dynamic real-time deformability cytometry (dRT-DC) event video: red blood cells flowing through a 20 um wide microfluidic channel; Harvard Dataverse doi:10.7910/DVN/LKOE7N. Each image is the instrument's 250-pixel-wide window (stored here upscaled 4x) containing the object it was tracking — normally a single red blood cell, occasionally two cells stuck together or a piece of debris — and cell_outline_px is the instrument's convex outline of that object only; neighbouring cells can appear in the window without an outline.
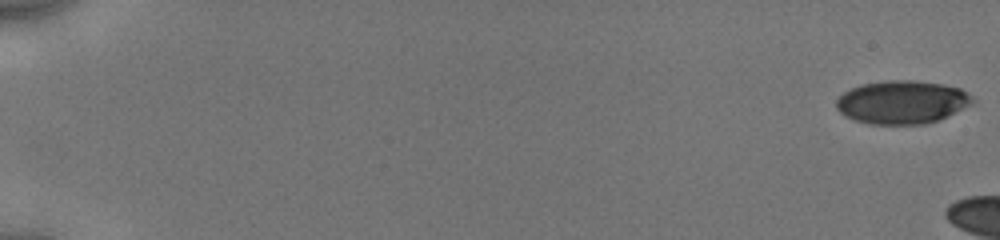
{"species": "human", "species_latin": "Homo sapiens", "temperature_condition": "cold", "stored_images_in_passage": 11, "camera_frame_rate_fps": 3000, "um_per_image_px": 0.085, "donor": {"sex": "male"}, "frame": {"image": 1, "passage_image": 1, "time_ms": 0.0, "image_size_px": [1000, 240], "cell_outline_px": [[976, 100], [972, 104], [936, 120], [924, 124], [868, 124], [844, 116], [836, 108], [836, 100], [844, 92], [860, 84], [888, 80], [912, 80], [944, 84], [960, 88], [968, 92]], "centroid_in_image_um": [76.66, 8.67], "position_along_channel_um": 8.3, "area_um2": 34.28}}